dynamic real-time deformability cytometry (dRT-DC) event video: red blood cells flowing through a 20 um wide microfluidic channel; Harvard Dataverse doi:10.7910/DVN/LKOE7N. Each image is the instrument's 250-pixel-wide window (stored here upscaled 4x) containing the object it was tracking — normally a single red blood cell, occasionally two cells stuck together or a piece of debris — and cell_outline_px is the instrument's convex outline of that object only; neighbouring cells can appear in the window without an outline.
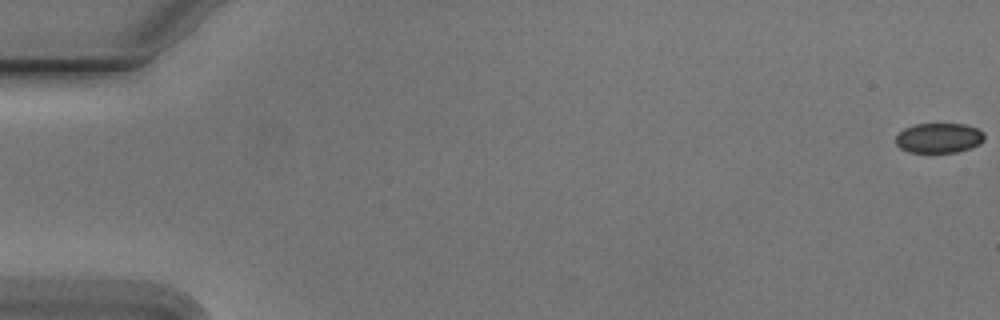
{"species": "Egyptian fruit bat (a non-hibernating species)", "species_latin": "Rousettus aegyptiacus", "temperature_condition": "cold", "stored_images_in_passage": 46, "camera_frame_rate_fps": 3000, "um_per_image_px": 0.085, "animal": {"sex": "male"}, "frame": {"image": 1, "passage_image": 1, "time_ms": 0.0, "image_size_px": [1000, 320], "cell_outline_px": [[984, 140], [980, 144], [972, 148], [956, 152], [908, 152], [900, 148], [896, 144], [896, 136], [904, 128], [916, 124], [964, 124], [976, 128], [984, 132]], "centroid_in_image_um": [79.82, 11.73], "position_along_channel_um": 5.2, "area_um2": 15.49}}
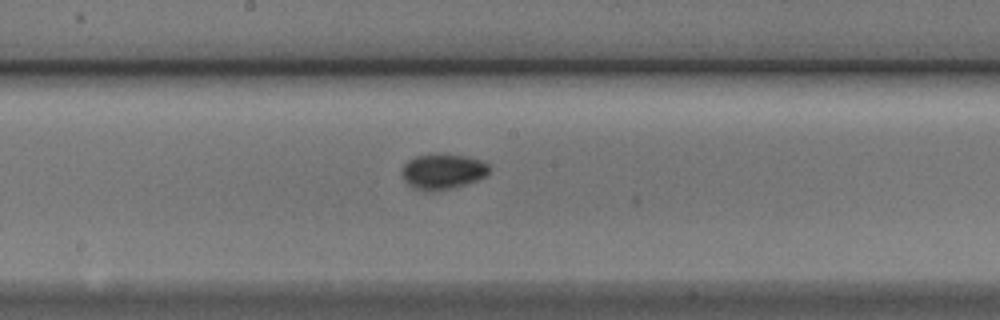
{"frame": {"image": 2, "passage_image": 30, "time_ms": 9.667, "image_size_px": [1000, 320], "cell_outline_px": [[488, 172], [484, 176], [476, 180], [452, 188], [432, 192], [424, 192], [412, 188], [404, 180], [404, 164], [408, 160], [416, 156], [432, 152], [440, 152], [464, 156], [480, 160], [488, 164]], "centroid_in_image_um": [37.59, 14.56], "position_along_channel_um": 210.6, "area_um2": 18.15}}
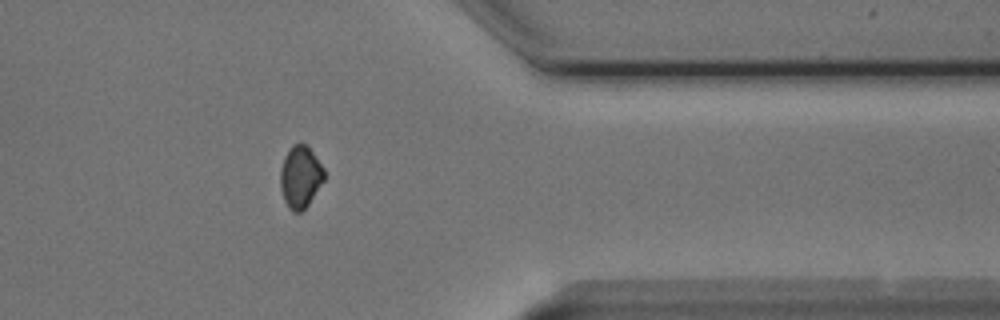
{"frame": {"image": 3, "passage_image": 45, "time_ms": 14.667, "image_size_px": [1000, 320], "cell_outline_px": [[324, 180], [308, 204], [300, 212], [292, 212], [288, 208], [284, 200], [280, 188], [280, 168], [284, 156], [292, 144], [308, 144], [324, 168]], "centroid_in_image_um": [25.52, 15.01], "position_along_channel_um": 385.9, "area_um2": 16.01}}